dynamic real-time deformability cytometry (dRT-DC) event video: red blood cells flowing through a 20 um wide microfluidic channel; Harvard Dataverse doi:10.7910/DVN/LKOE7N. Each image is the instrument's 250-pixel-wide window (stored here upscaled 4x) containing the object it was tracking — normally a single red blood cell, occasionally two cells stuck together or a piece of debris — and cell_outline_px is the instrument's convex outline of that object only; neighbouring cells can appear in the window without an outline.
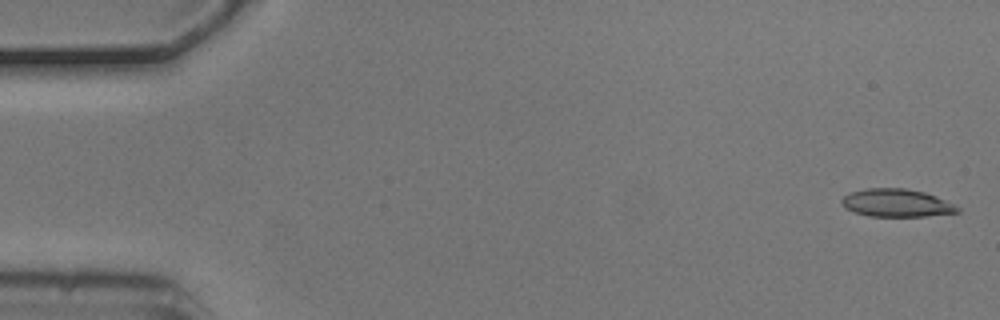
{"species": "common noctule bat (a hibernating species)", "species_latin": "Nyctalus noctula", "temperature_condition": "cold", "stored_images_in_passage": 5, "camera_frame_rate_fps": 3000, "um_per_image_px": 0.085, "animal": {"sex": "male", "body_mass_g": 20.5, "forearm_length_mm": 52.5}, "frame": {"image": 1, "passage_image": 1, "time_ms": 0.0, "image_size_px": [1000, 320], "cell_outline_px": [[960, 212], [924, 216], [868, 216], [852, 212], [844, 208], [840, 204], [840, 200], [848, 192], [864, 188], [904, 188], [924, 192], [936, 196], [960, 208]], "centroid_in_image_um": [76.12, 17.25], "position_along_channel_um": 8.9, "area_um2": 18.96}}
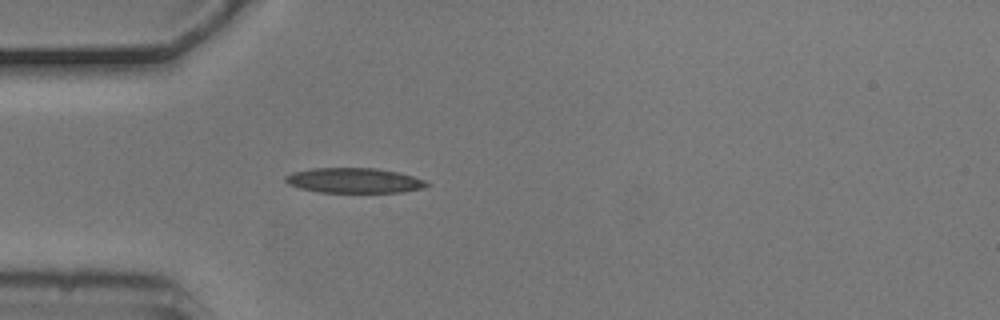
{"frame": {"image": 2, "passage_image": 5, "time_ms": 1.333, "image_size_px": [1000, 320], "cell_outline_px": [[432, 184], [424, 188], [400, 192], [320, 192], [300, 188], [288, 184], [284, 180], [284, 176], [292, 172], [312, 168], [376, 168], [396, 172], [412, 176], [424, 180]], "centroid_in_image_um": [30.08, 15.34], "position_along_channel_um": 54.9, "area_um2": 20.58}}